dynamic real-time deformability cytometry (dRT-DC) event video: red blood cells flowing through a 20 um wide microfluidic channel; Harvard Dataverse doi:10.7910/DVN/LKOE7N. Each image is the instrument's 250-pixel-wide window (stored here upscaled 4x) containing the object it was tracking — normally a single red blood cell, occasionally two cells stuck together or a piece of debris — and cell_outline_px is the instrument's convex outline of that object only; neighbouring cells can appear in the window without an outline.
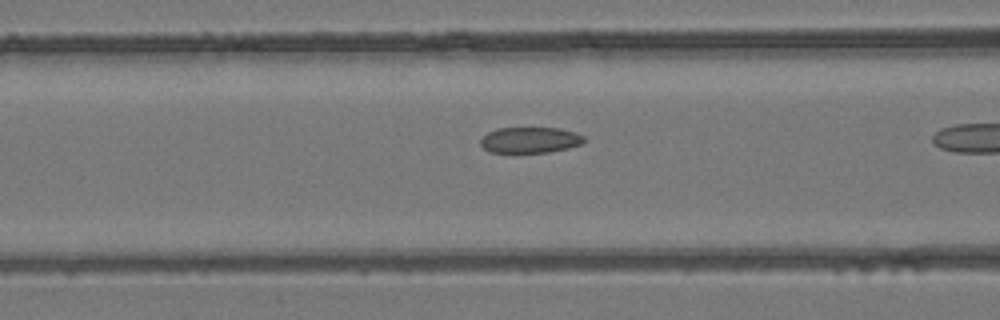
{"species": "common noctule bat (a hibernating species)", "species_latin": "Nyctalus noctula", "temperature_condition": "room temperature", "stored_images_in_passage": 24, "camera_frame_rate_fps": 3000, "um_per_image_px": 0.085, "animal": {"sex": "female", "body_mass_g": 24.6, "forearm_length_mm": 56.2}, "frame": {"image": 1, "passage_image": 11, "time_ms": 3.333, "image_size_px": [1000, 320], "cell_outline_px": [[584, 140], [580, 144], [568, 148], [548, 152], [488, 152], [480, 144], [480, 140], [488, 132], [496, 128], [560, 128], [576, 132], [584, 136]], "centroid_in_image_um": [45.04, 11.89], "position_along_channel_um": 121.6, "area_um2": 15.55}}
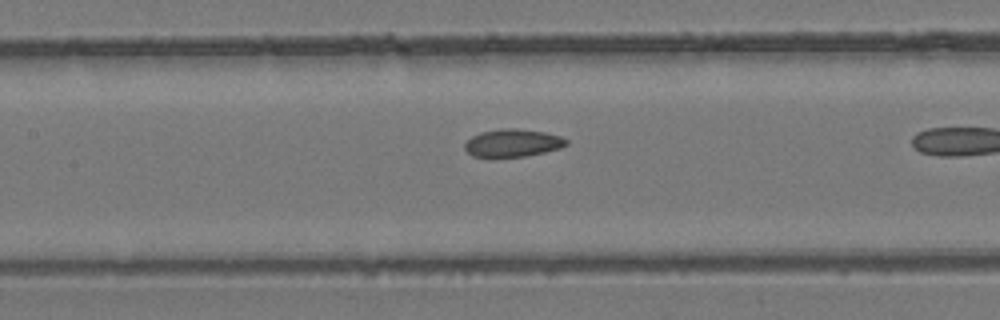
{"frame": {"image": 2, "passage_image": 14, "time_ms": 4.333, "image_size_px": [1000, 320], "cell_outline_px": [[568, 144], [560, 148], [544, 152], [524, 156], [472, 156], [464, 148], [464, 144], [472, 136], [484, 132], [500, 128], [516, 128], [544, 132], [560, 136], [568, 140]], "centroid_in_image_um": [43.6, 12.14], "position_along_channel_um": 163.8, "area_um2": 16.13}}
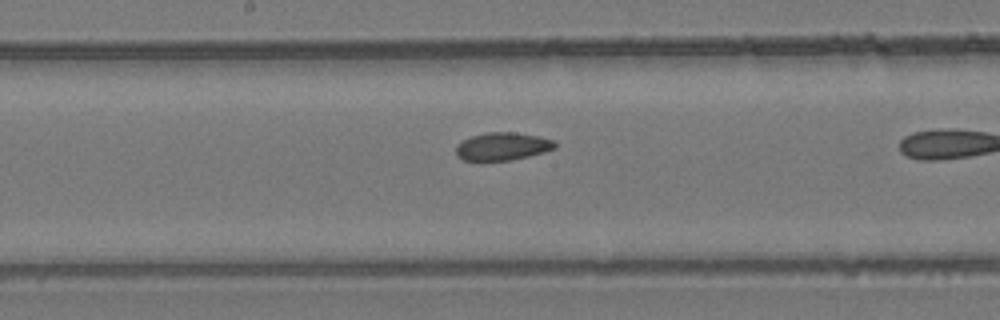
{"frame": {"image": 3, "passage_image": 17, "time_ms": 5.333, "image_size_px": [1000, 320], "cell_outline_px": [[556, 148], [544, 152], [528, 156], [508, 160], [464, 160], [456, 156], [456, 144], [472, 136], [484, 132], [516, 132], [540, 136], [552, 140], [556, 144]], "centroid_in_image_um": [42.7, 12.43], "position_along_channel_um": 205.5, "area_um2": 16.01}}